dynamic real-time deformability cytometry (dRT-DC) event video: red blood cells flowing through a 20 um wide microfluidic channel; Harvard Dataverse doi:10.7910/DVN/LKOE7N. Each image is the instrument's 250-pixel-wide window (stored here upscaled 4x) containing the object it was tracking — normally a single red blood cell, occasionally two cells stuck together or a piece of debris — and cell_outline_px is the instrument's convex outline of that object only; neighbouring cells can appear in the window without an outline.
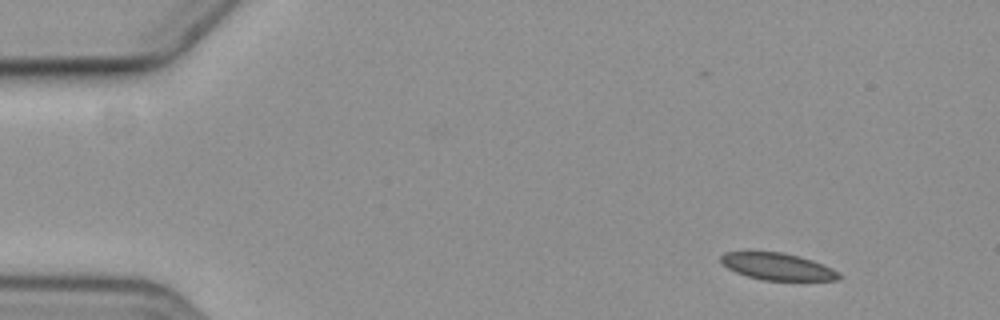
{"species": "common noctule bat (a hibernating species)", "species_latin": "Nyctalus noctula", "temperature_condition": "cold", "stored_images_in_passage": 2, "camera_frame_rate_fps": 3000, "um_per_image_px": 0.085, "animal": {"sex": "female", "body_mass_g": 19.3, "forearm_length_mm": 54.1}, "frame": {"image": 1, "passage_image": 2, "time_ms": 2.333, "image_size_px": [1000, 320], "cell_outline_px": [[844, 276], [840, 280], [764, 280], [748, 276], [736, 272], [728, 268], [720, 260], [720, 256], [724, 252], [744, 248], [752, 248], [784, 252], [800, 256], [812, 260], [832, 268], [840, 272]], "centroid_in_image_um": [66.03, 22.59], "position_along_channel_um": 19.0, "area_um2": 19.54}}